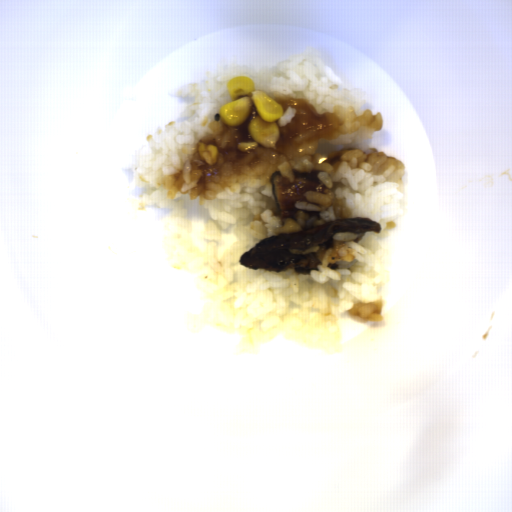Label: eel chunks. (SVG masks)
Listing matches in <instances>:
<instances>
[{
	"label": "eel chunks",
	"instance_id": "eel-chunks-1",
	"mask_svg": "<svg viewBox=\"0 0 512 512\" xmlns=\"http://www.w3.org/2000/svg\"><path fill=\"white\" fill-rule=\"evenodd\" d=\"M337 232L357 233V243L367 233H381V223L369 218H342L308 229L271 236L240 254L238 263L253 270L281 272L294 268L299 274L319 271L317 253L335 246Z\"/></svg>",
	"mask_w": 512,
	"mask_h": 512
},
{
	"label": "eel chunks",
	"instance_id": "eel-chunks-2",
	"mask_svg": "<svg viewBox=\"0 0 512 512\" xmlns=\"http://www.w3.org/2000/svg\"><path fill=\"white\" fill-rule=\"evenodd\" d=\"M321 171L311 173L294 172V181L291 183L280 171L271 174L270 183L279 218H294L298 213L297 201H307L305 192L323 193L327 188L319 178ZM308 202V201H307Z\"/></svg>",
	"mask_w": 512,
	"mask_h": 512
}]
</instances>
